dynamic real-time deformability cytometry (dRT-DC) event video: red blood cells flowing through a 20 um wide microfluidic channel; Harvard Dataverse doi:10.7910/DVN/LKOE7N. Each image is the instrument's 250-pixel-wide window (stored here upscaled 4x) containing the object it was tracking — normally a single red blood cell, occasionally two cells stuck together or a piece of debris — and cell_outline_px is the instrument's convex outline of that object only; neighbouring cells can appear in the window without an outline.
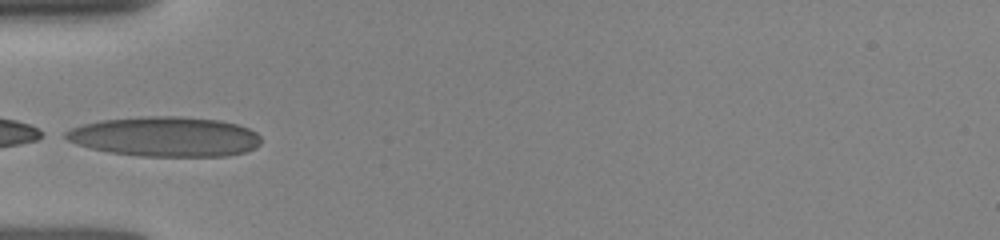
{"species": "human", "species_latin": "Homo sapiens", "temperature_condition": "room temperature", "stored_images_in_passage": 29, "camera_frame_rate_fps": 3000, "um_per_image_px": 0.085, "donor": {"sex": "female"}, "frame": {"image": 1, "passage_image": 1, "time_ms": 0.0, "image_size_px": [1000, 240], "cell_outline_px": [[260, 144], [244, 152], [228, 156], [140, 156], [108, 152], [76, 144], [68, 140], [64, 136], [64, 132], [72, 128], [84, 124], [100, 120], [140, 116], [180, 116], [220, 120], [236, 124], [248, 128], [256, 132], [260, 136]], "centroid_in_image_um": [14.03, 11.61], "position_along_channel_um": 71.0, "area_um2": 45.43}}